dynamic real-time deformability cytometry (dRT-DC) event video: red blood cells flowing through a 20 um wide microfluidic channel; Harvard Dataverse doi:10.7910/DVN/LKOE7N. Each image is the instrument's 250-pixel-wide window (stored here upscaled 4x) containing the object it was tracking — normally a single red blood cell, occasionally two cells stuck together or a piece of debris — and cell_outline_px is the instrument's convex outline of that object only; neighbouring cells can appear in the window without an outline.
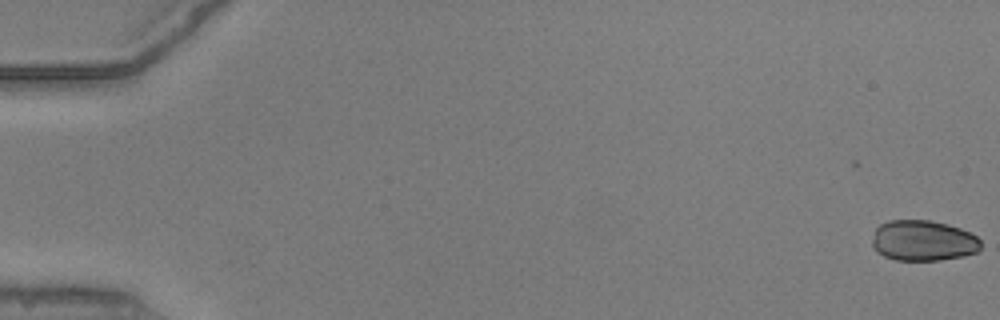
{"species": "common noctule bat (a hibernating species)", "species_latin": "Nyctalus noctula", "temperature_condition": "warm", "stored_images_in_passage": 53, "camera_frame_rate_fps": 3000, "um_per_image_px": 0.085, "animal": {"sex": "male", "body_mass_g": 20.5, "forearm_length_mm": 52.5}, "frame": {"image": 1, "passage_image": 1, "time_ms": 0.0, "image_size_px": [1000, 320], "cell_outline_px": [[980, 248], [976, 252], [964, 256], [940, 260], [896, 260], [884, 256], [876, 252], [872, 248], [872, 240], [876, 228], [880, 224], [888, 220], [928, 220], [948, 224], [960, 228], [976, 236], [980, 240]], "centroid_in_image_um": [78.44, 20.45], "position_along_channel_um": 6.6, "area_um2": 25.84}}
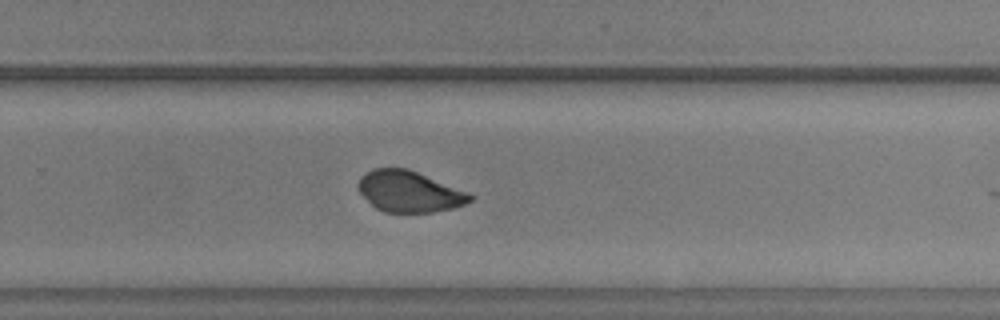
{"frame": {"image": 2, "passage_image": 36, "time_ms": 11.667, "image_size_px": [1000, 320], "cell_outline_px": [[476, 196], [472, 200], [464, 204], [452, 208], [432, 212], [384, 212], [376, 208], [356, 188], [356, 184], [360, 176], [364, 172], [372, 168], [408, 168], [468, 192]], "centroid_in_image_um": [34.76, 16.26], "position_along_channel_um": 295.0, "area_um2": 26.88}}
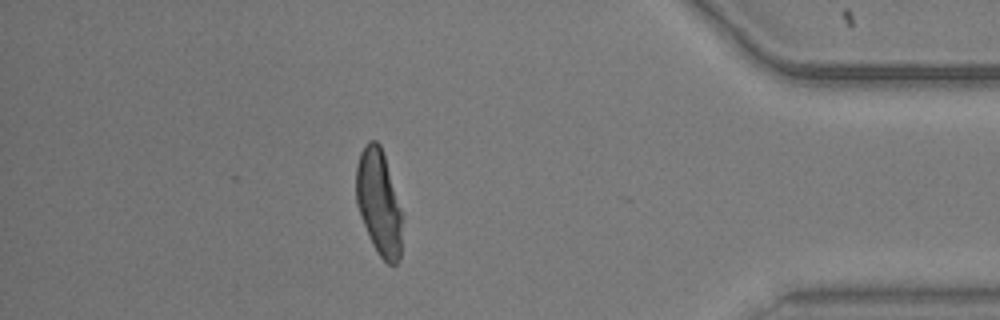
{"frame": {"image": 3, "passage_image": 47, "time_ms": 15.333, "image_size_px": [1000, 320], "cell_outline_px": [[400, 260], [396, 264], [388, 264], [376, 252], [368, 236], [356, 204], [356, 164], [360, 152], [364, 144], [368, 140], [376, 140], [380, 144], [384, 156], [400, 208]], "centroid_in_image_um": [32.15, 17.19], "position_along_channel_um": 403.0, "area_um2": 27.86}, "authors_computed_cell_mechanics": {"area_um2": 27.5128, "velocity_mm_per_s": 3.9223, "shape_relaxation_time_tau1_ms": 1.859, "shape_relaxation_time_tau2_ms": null, "deformation_change_tau1": 0.0706, "deformation_change_tau2": null}}